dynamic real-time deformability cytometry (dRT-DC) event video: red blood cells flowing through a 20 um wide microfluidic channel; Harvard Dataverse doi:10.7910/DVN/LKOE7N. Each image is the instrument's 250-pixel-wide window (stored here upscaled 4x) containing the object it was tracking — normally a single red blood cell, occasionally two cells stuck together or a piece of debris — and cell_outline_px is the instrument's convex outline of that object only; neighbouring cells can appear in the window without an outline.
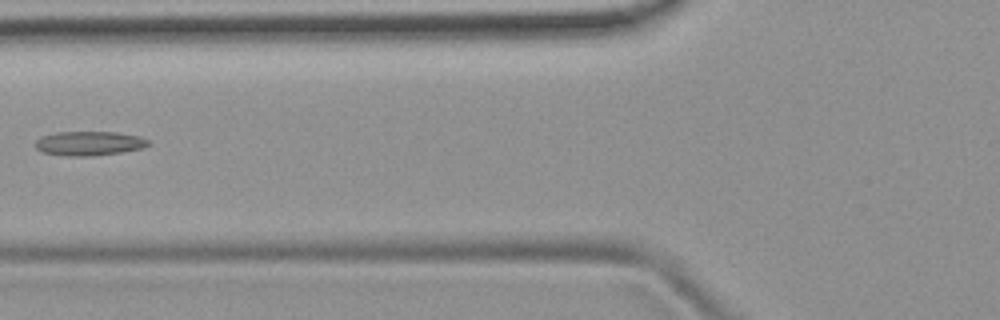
{"species": "common noctule bat (a hibernating species)", "species_latin": "Nyctalus noctula", "temperature_condition": "room temperature", "stored_images_in_passage": 4, "camera_frame_rate_fps": 3000, "um_per_image_px": 0.085, "animal": {"sex": "female", "body_mass_g": 19.9}, "frame": {"image": 1, "passage_image": 3, "time_ms": 2.333, "image_size_px": [1000, 320], "cell_outline_px": [[148, 144], [140, 148], [120, 152], [92, 156], [68, 156], [40, 152], [36, 148], [36, 140], [40, 136], [56, 132], [116, 132], [140, 136], [148, 140]], "centroid_in_image_um": [7.52, 12.18], "position_along_channel_um": 118.3, "area_um2": 15.9}}
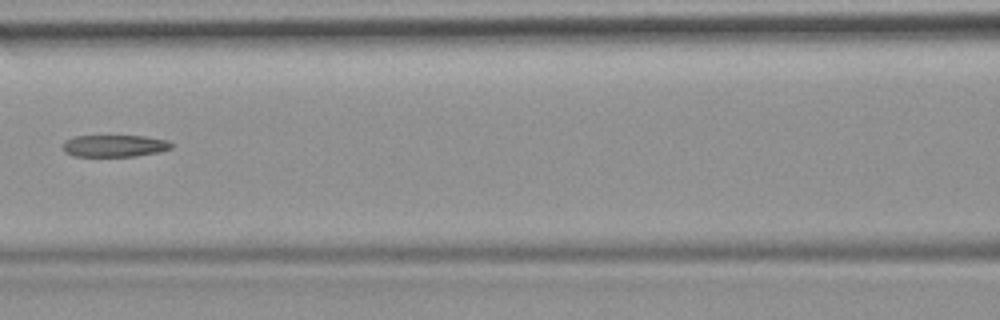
{"frame": {"image": 2, "passage_image": 4, "time_ms": 3.333, "image_size_px": [1000, 320], "cell_outline_px": [[172, 148], [160, 152], [136, 156], [72, 156], [64, 152], [64, 140], [76, 136], [144, 136], [168, 140], [172, 144]], "centroid_in_image_um": [9.75, 12.4], "position_along_channel_um": 156.9, "area_um2": 13.93}}